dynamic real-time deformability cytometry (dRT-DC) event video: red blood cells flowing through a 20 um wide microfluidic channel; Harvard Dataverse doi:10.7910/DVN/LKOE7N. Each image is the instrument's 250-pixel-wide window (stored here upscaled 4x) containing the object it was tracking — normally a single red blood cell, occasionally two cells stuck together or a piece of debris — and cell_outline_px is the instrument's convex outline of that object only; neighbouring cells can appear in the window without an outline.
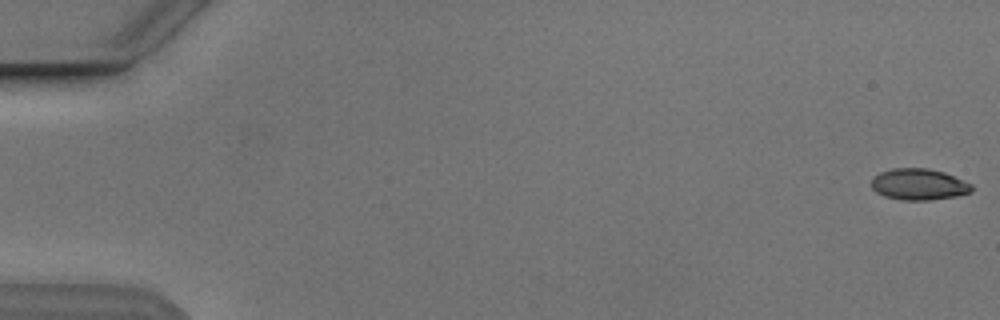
{"species": "Egyptian fruit bat (a non-hibernating species)", "species_latin": "Rousettus aegyptiacus", "temperature_condition": "cold", "stored_images_in_passage": 54, "camera_frame_rate_fps": 3000, "um_per_image_px": 0.085, "animal": {"sex": "male"}, "frame": {"image": 1, "passage_image": 1, "time_ms": 0.0, "image_size_px": [1000, 320], "cell_outline_px": [[972, 192], [956, 196], [928, 200], [900, 200], [884, 196], [876, 192], [872, 188], [872, 176], [880, 172], [892, 168], [928, 168], [944, 172], [972, 184]], "centroid_in_image_um": [78.08, 15.67], "position_along_channel_um": 6.9, "area_um2": 18.38}}
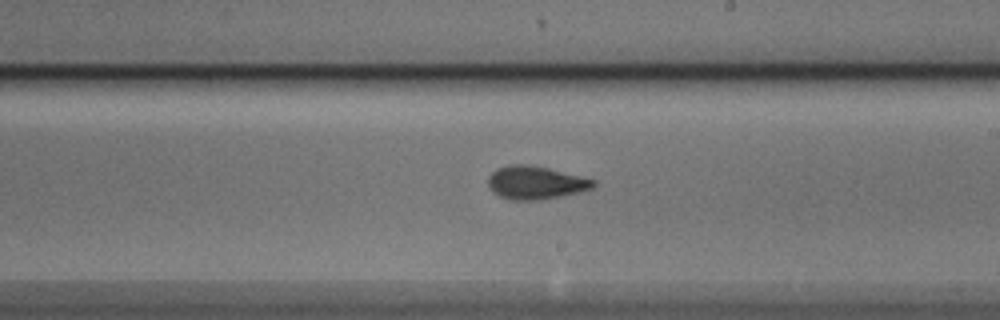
{"frame": {"image": 2, "passage_image": 32, "time_ms": 10.333, "image_size_px": [1000, 320], "cell_outline_px": [[596, 184], [592, 188], [580, 192], [540, 200], [512, 200], [500, 196], [492, 192], [488, 184], [488, 176], [496, 168], [508, 164], [528, 164], [548, 168], [596, 180]], "centroid_in_image_um": [45.5, 15.52], "position_along_channel_um": 243.5, "area_um2": 20.4}}
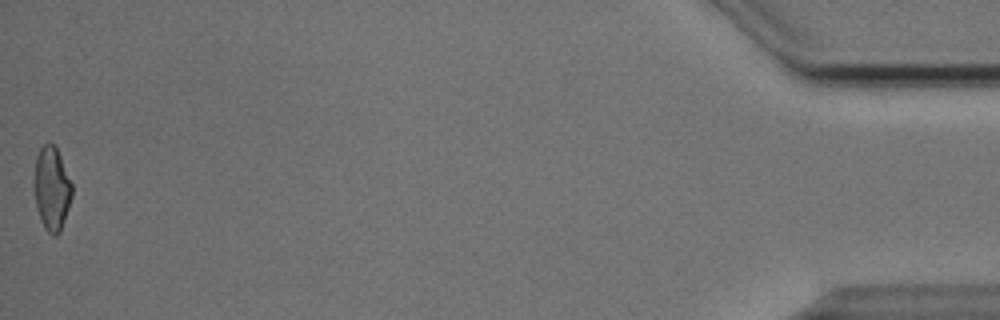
{"frame": {"image": 3, "passage_image": 54, "time_ms": 17.667, "image_size_px": [1000, 320], "cell_outline_px": [[72, 196], [60, 232], [56, 236], [52, 236], [44, 228], [36, 204], [32, 188], [32, 180], [36, 156], [40, 148], [44, 144], [52, 144], [56, 148], [60, 156], [72, 184]], "centroid_in_image_um": [4.36, 16.03], "position_along_channel_um": 430.8, "area_um2": 18.55}, "authors_computed_cell_mechanics": {"area_um2": 19.0162, "velocity_mm_per_s": 3.8621, "shape_relaxation_time_tau1_ms": 5.1917, "shape_relaxation_time_tau2_ms": 1.7603, "deformation_change_tau1": 0.1586, "deformation_change_tau2": 0.0883}}